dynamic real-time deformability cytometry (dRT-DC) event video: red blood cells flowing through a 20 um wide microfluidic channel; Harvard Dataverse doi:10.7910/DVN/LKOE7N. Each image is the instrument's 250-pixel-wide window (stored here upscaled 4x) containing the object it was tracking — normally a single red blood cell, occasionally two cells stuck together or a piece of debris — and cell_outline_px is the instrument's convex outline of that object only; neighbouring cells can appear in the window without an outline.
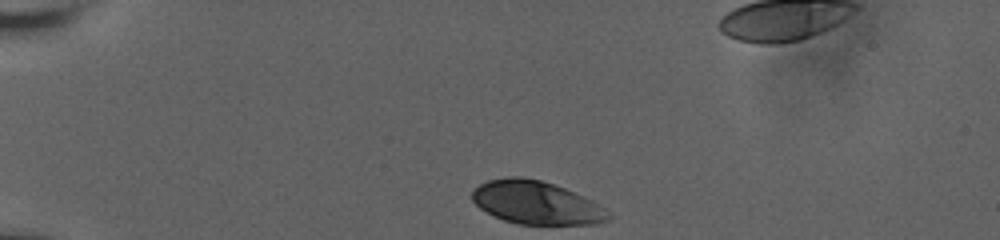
{"species": "human", "species_latin": "Homo sapiens", "temperature_condition": "room temperature", "stored_images_in_passage": 39, "camera_frame_rate_fps": 3000, "um_per_image_px": 0.085, "donor": {"sex": "male"}, "frame": {"image": 1, "passage_image": 1, "time_ms": 0.0, "image_size_px": [1000, 240], "cell_outline_px": [[600, 220], [580, 224], [524, 224], [508, 220], [496, 216], [480, 208], [472, 200], [472, 192], [480, 184], [492, 180], [540, 180], [552, 184], [576, 196]], "centroid_in_image_um": [45.18, 17.23], "position_along_channel_um": 39.8, "area_um2": 29.71}}
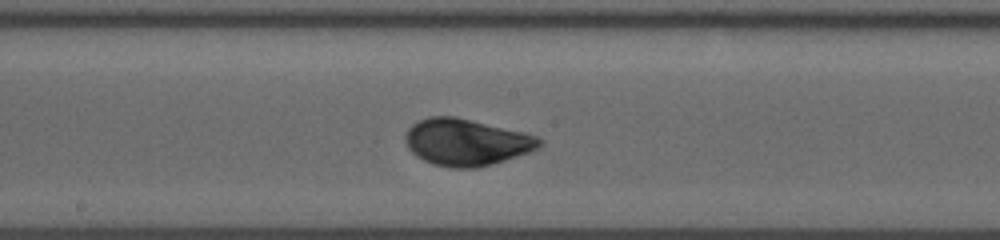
{"frame": {"image": 2, "passage_image": 20, "time_ms": 6.333, "image_size_px": [1000, 240], "cell_outline_px": [[540, 144], [524, 152], [488, 164], [440, 164], [428, 160], [420, 156], [408, 144], [408, 132], [420, 120], [436, 116], [448, 116], [532, 136], [540, 140]], "centroid_in_image_um": [39.59, 12.03], "position_along_channel_um": 208.6, "area_um2": 32.19}}
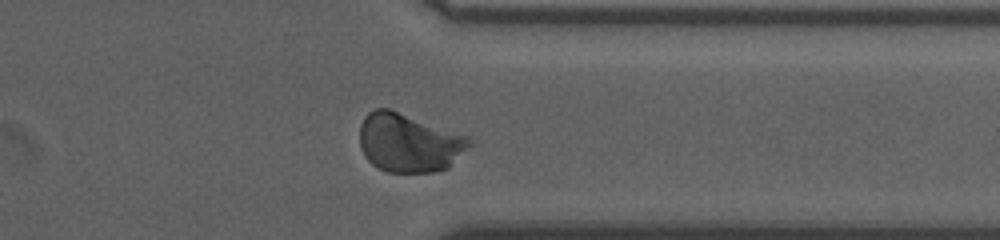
{"frame": {"image": 3, "passage_image": 34, "time_ms": 11.0, "image_size_px": [1000, 240], "cell_outline_px": [[468, 144], [444, 168], [428, 172], [388, 172], [380, 168], [364, 152], [360, 144], [360, 128], [368, 112], [376, 108], [388, 108], [464, 140]], "centroid_in_image_um": [34.55, 12.15], "position_along_channel_um": 376.9, "area_um2": 34.16}, "authors_computed_cell_mechanics": {"area_um2": 32.1368, "velocity_mm_per_s": 3.6211, "shape_relaxation_time_tau1_ms": 3.3234, "shape_relaxation_time_tau2_ms": null, "deformation_change_tau1": 0.1353, "deformation_change_tau2": null}}